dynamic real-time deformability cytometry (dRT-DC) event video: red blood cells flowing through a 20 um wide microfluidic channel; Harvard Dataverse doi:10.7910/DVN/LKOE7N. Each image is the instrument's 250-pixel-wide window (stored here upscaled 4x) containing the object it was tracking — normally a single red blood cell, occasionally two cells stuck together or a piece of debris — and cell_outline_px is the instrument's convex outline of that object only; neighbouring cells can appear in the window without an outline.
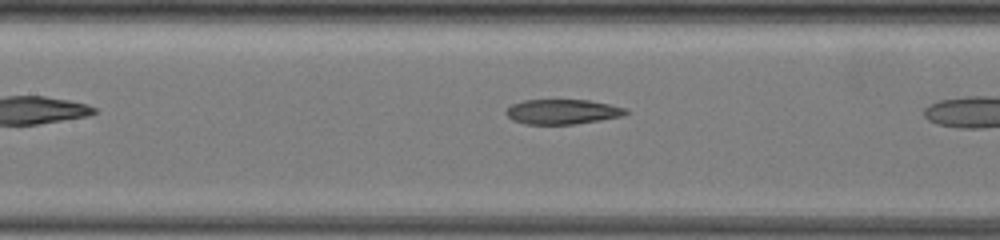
{"species": "common noctule bat (a hibernating species)", "species_latin": "Nyctalus noctula", "temperature_condition": "warm", "stored_images_in_passage": 7, "camera_frame_rate_fps": 3000, "um_per_image_px": 0.085, "animal": {"sex": "female", "body_mass_g": 19.5, "forearm_length_mm": 54.1}, "frame": {"image": 1, "passage_image": 6, "time_ms": 1.667, "image_size_px": [1000, 240], "cell_outline_px": [[628, 112], [624, 116], [576, 124], [524, 124], [512, 120], [504, 112], [512, 104], [524, 100], [588, 100], [628, 108]], "centroid_in_image_um": [47.82, 9.5], "position_along_channel_um": 159.6, "area_um2": 17.4}}